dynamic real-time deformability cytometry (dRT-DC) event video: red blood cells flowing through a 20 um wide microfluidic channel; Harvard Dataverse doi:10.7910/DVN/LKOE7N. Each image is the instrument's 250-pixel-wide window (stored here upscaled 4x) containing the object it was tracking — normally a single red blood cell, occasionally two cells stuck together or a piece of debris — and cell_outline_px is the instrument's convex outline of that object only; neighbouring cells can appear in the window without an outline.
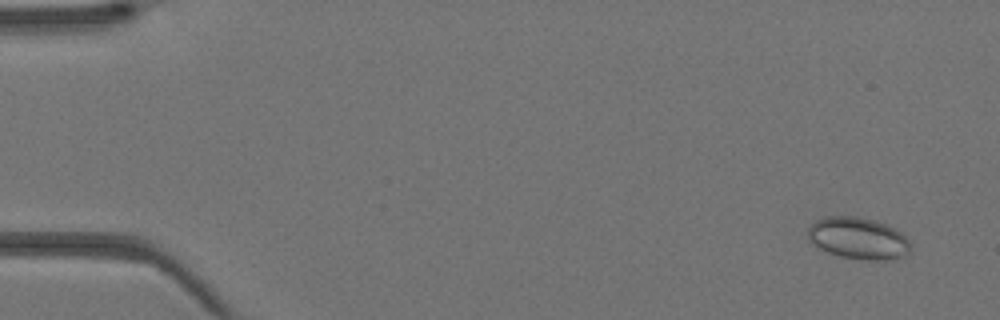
{"species": "Egyptian fruit bat (a non-hibernating species)", "species_latin": "Rousettus aegyptiacus", "temperature_condition": "warm", "stored_images_in_passage": 43, "camera_frame_rate_fps": 3000, "um_per_image_px": 0.085, "animal": {"sex": "female"}, "frame": {"image": 1, "passage_image": 3, "time_ms": 0.667, "image_size_px": [1000, 320], "cell_outline_px": [[908, 252], [904, 256], [892, 260], [868, 260], [840, 256], [816, 248], [808, 240], [808, 228], [816, 220], [824, 216], [856, 216], [872, 220], [896, 228], [908, 240]], "centroid_in_image_um": [72.9, 20.25], "position_along_channel_um": 12.1, "area_um2": 24.97}}
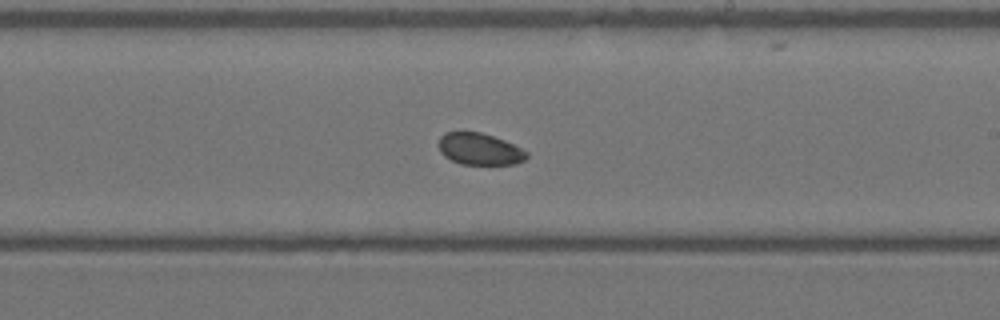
{"frame": {"image": 2, "passage_image": 26, "time_ms": 8.333, "image_size_px": [1000, 320], "cell_outline_px": [[528, 156], [524, 160], [516, 164], [460, 164], [444, 156], [440, 152], [436, 144], [440, 136], [444, 132], [480, 132], [504, 140], [528, 152]], "centroid_in_image_um": [40.72, 12.67], "position_along_channel_um": 248.3, "area_um2": 16.36}}
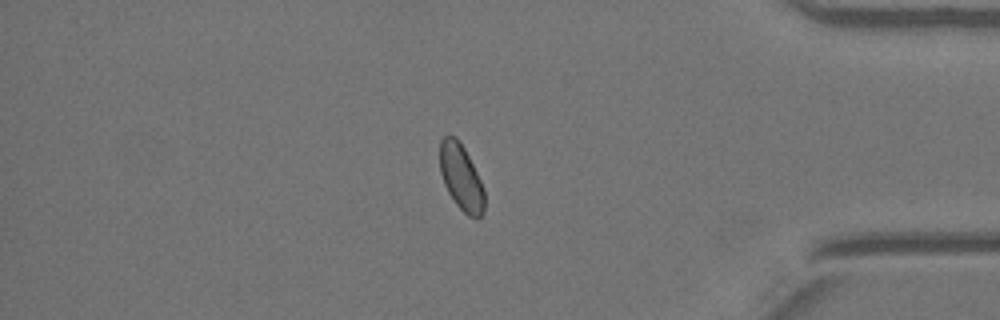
{"frame": {"image": 3, "passage_image": 37, "time_ms": 12.0, "image_size_px": [1000, 320], "cell_outline_px": [[484, 212], [476, 220], [468, 216], [456, 204], [448, 192], [444, 184], [440, 172], [440, 140], [444, 136], [456, 136], [464, 148], [484, 188]], "centroid_in_image_um": [39.19, 15.09], "position_along_channel_um": 396.0, "area_um2": 17.05}}